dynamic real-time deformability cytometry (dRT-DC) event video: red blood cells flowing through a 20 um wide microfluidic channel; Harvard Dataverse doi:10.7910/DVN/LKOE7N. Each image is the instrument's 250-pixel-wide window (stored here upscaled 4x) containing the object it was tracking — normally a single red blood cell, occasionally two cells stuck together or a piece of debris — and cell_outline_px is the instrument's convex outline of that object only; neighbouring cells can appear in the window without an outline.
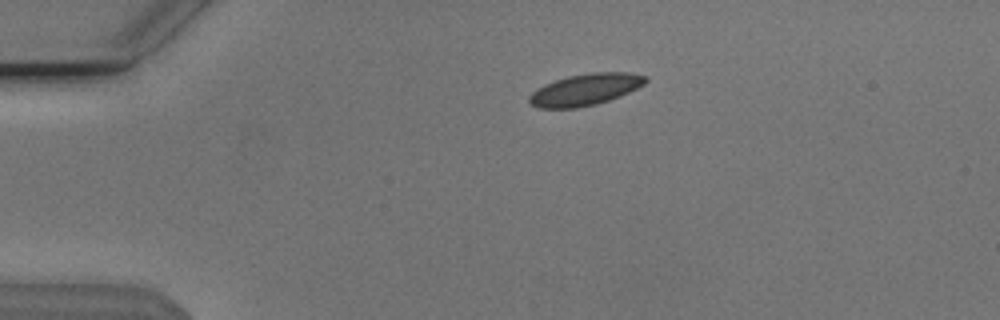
{"species": "Egyptian fruit bat (a non-hibernating species)", "species_latin": "Rousettus aegyptiacus", "temperature_condition": "cold", "stored_images_in_passage": 14, "camera_frame_rate_fps": 3000, "um_per_image_px": 0.085, "animal": {"sex": "male"}, "frame": {"image": 1, "passage_image": 1, "time_ms": 0.0, "image_size_px": [1000, 320], "cell_outline_px": [[648, 80], [644, 84], [620, 96], [596, 104], [576, 108], [540, 108], [532, 104], [528, 100], [528, 96], [536, 88], [544, 84], [568, 76], [592, 72], [628, 72], [644, 76]], "centroid_in_image_um": [49.72, 7.61], "position_along_channel_um": 35.3, "area_um2": 21.27}}
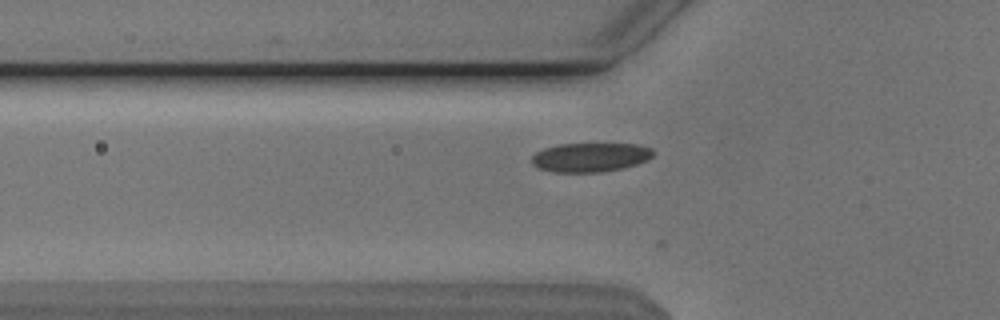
{"frame": {"image": 2, "passage_image": 8, "time_ms": 2.333, "image_size_px": [1000, 320], "cell_outline_px": [[656, 152], [648, 160], [624, 168], [600, 172], [552, 172], [536, 168], [532, 164], [532, 156], [536, 152], [544, 148], [560, 144], [636, 144], [652, 148]], "centroid_in_image_um": [50.18, 13.37], "position_along_channel_um": 75.6, "area_um2": 20.75}}
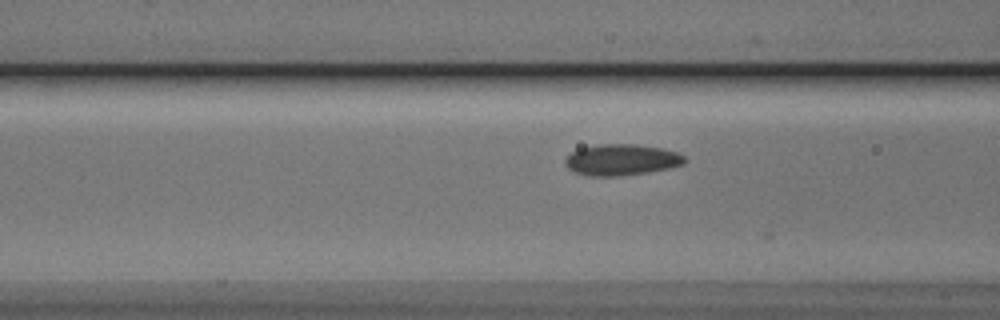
{"frame": {"image": 3, "passage_image": 11, "time_ms": 3.333, "image_size_px": [1000, 320], "cell_outline_px": [[688, 160], [684, 164], [668, 168], [648, 172], [616, 176], [588, 176], [572, 172], [564, 164], [564, 160], [572, 152], [580, 148], [600, 144], [632, 144], [660, 148], [676, 152], [684, 156]], "centroid_in_image_um": [52.8, 13.59], "position_along_channel_um": 113.8, "area_um2": 21.68}}